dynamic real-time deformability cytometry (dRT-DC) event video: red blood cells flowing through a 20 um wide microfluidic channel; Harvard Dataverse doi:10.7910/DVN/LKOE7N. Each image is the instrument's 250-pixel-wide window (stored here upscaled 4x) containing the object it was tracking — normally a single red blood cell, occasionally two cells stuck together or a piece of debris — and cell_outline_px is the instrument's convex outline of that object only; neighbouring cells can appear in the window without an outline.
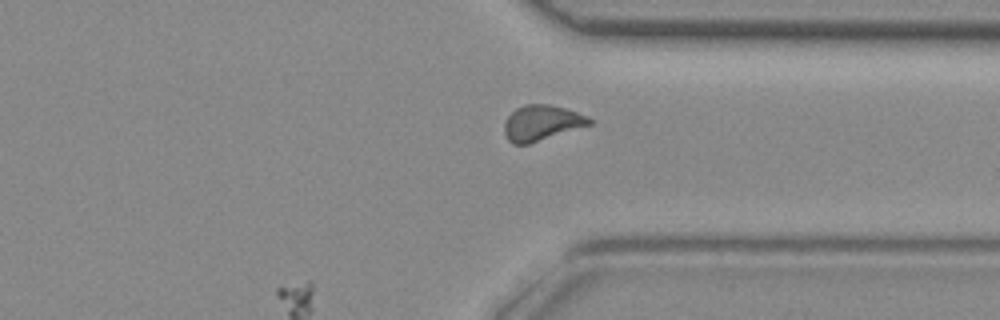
{"species": "common noctule bat (a hibernating species)", "species_latin": "Nyctalus noctula", "temperature_condition": "room temperature", "stored_images_in_passage": 33, "camera_frame_rate_fps": 3000, "um_per_image_px": 0.085, "animal": {"sex": "female", "body_mass_g": 29.2, "forearm_length_mm": 56.3}, "frame": {"image": 1, "passage_image": 33, "time_ms": 10.667, "image_size_px": [1000, 320], "cell_outline_px": [[592, 124], [528, 144], [512, 144], [508, 140], [504, 132], [504, 124], [508, 116], [516, 108], [524, 104], [548, 104], [564, 108], [588, 116], [592, 120]], "centroid_in_image_um": [46.02, 10.44], "position_along_channel_um": 365.4, "area_um2": 17.46}}